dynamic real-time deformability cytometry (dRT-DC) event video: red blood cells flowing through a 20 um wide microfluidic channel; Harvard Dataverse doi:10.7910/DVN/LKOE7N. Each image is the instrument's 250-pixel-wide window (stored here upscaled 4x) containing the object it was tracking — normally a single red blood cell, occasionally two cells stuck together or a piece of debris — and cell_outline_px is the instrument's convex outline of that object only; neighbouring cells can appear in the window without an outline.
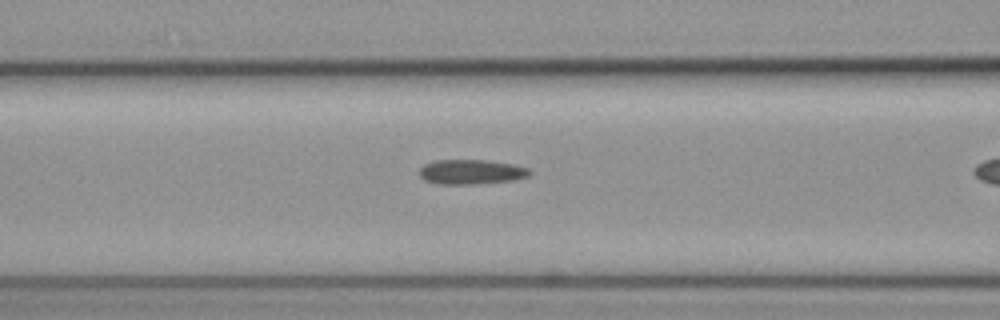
{"species": "common noctule bat (a hibernating species)", "species_latin": "Nyctalus noctula", "temperature_condition": "cold", "stored_images_in_passage": 28, "camera_frame_rate_fps": 3000, "um_per_image_px": 0.085, "animal": {"sex": "female", "body_mass_g": 19.3, "forearm_length_mm": 54.1}, "frame": {"image": 1, "passage_image": 20, "time_ms": 6.333, "image_size_px": [1000, 320], "cell_outline_px": [[532, 172], [528, 176], [512, 180], [476, 184], [436, 184], [424, 180], [420, 176], [420, 168], [424, 164], [432, 160], [484, 160], [516, 164], [528, 168]], "centroid_in_image_um": [40.04, 14.61], "position_along_channel_um": 126.6, "area_um2": 16.01}}
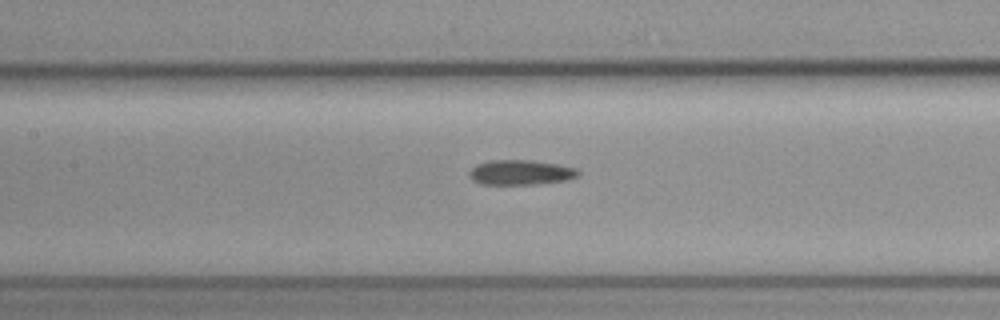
{"frame": {"image": 2, "passage_image": 23, "time_ms": 7.333, "image_size_px": [1000, 320], "cell_outline_px": [[580, 172], [576, 176], [568, 180], [532, 184], [480, 184], [472, 180], [468, 176], [468, 172], [476, 164], [488, 160], [532, 160], [556, 164], [576, 168]], "centroid_in_image_um": [44.2, 14.65], "position_along_channel_um": 163.2, "area_um2": 15.84}}